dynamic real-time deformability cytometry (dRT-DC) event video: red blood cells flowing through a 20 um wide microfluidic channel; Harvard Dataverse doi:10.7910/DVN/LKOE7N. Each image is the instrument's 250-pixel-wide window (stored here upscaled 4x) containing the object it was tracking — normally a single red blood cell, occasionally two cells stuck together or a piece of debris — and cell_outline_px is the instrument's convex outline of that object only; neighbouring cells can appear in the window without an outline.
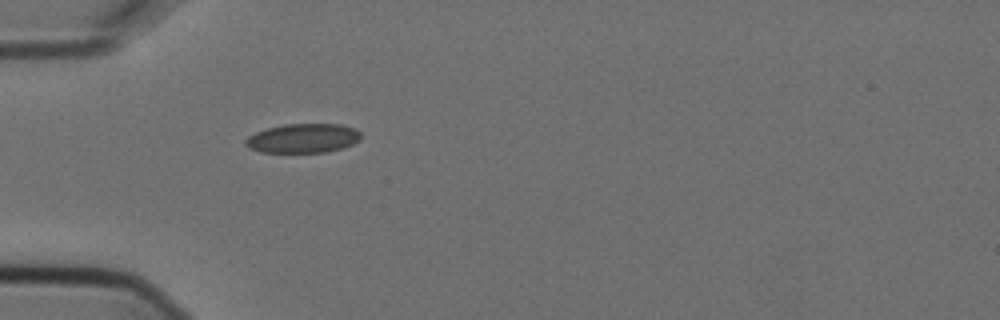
{"species": "Egyptian fruit bat (a non-hibernating species)", "species_latin": "Rousettus aegyptiacus", "temperature_condition": "cold", "stored_images_in_passage": 1, "camera_frame_rate_fps": 3000, "um_per_image_px": 0.085, "animal": {"sex": "female"}, "frame": {"image": 1, "passage_image": 1, "time_ms": 0.0, "image_size_px": [1000, 320], "cell_outline_px": [[360, 140], [352, 144], [340, 148], [324, 152], [260, 152], [248, 148], [244, 144], [244, 140], [248, 136], [256, 132], [268, 128], [284, 124], [340, 124], [356, 128], [360, 132]], "centroid_in_image_um": [25.73, 11.75], "position_along_channel_um": 59.3, "area_um2": 19.65}}